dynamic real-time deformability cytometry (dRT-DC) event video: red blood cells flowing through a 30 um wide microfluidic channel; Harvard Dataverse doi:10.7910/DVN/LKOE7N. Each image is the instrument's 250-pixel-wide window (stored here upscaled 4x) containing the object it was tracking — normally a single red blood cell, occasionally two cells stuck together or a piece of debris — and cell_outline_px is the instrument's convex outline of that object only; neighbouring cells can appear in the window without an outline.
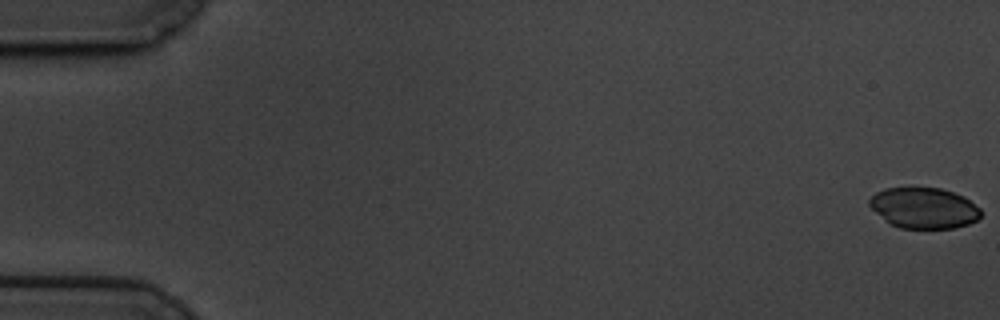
{"species": "common noctule bat (a hibernating species)", "species_latin": "Nyctalus noctula", "temperature_condition": "cold", "stored_images_in_passage": 60, "camera_frame_rate_fps": 3000, "um_per_image_px": 0.085, "animal": {"sex": "male", "body_mass_g": 19.5, "forearm_length_mm": 54.6}, "frame": {"image": 1, "passage_image": 1, "time_ms": 0.0, "image_size_px": [1000, 320], "cell_outline_px": [[980, 216], [976, 220], [968, 224], [952, 228], [900, 228], [892, 224], [876, 212], [868, 204], [868, 200], [876, 192], [884, 188], [940, 188], [964, 196], [980, 208]], "centroid_in_image_um": [78.53, 17.67], "position_along_channel_um": 6.5, "area_um2": 26.18}}
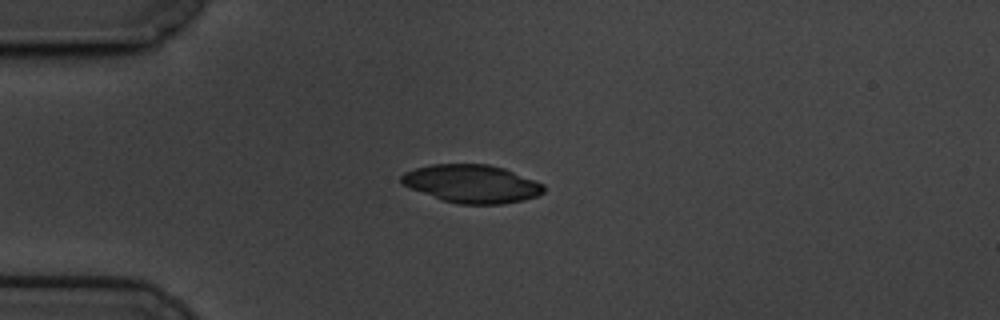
{"frame": {"image": 2, "passage_image": 16, "time_ms": 5.0, "image_size_px": [1000, 320], "cell_outline_px": [[544, 192], [536, 196], [524, 200], [504, 204], [460, 204], [440, 200], [412, 188], [404, 184], [400, 180], [400, 176], [404, 172], [416, 168], [432, 164], [488, 164], [504, 168], [544, 184]], "centroid_in_image_um": [40.11, 15.62], "position_along_channel_um": 44.9, "area_um2": 31.5}}
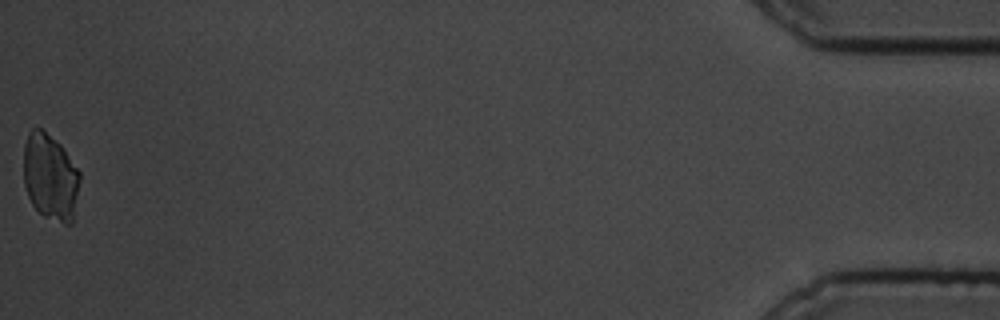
{"frame": {"image": 3, "passage_image": 60, "time_ms": 19.667, "image_size_px": [1000, 320], "cell_outline_px": [[80, 180], [72, 224], [64, 224], [44, 216], [32, 204], [28, 196], [24, 184], [24, 144], [28, 132], [32, 128], [40, 128], [60, 144], [80, 172]], "centroid_in_image_um": [4.27, 15.05], "position_along_channel_um": 430.9, "area_um2": 28.26}}